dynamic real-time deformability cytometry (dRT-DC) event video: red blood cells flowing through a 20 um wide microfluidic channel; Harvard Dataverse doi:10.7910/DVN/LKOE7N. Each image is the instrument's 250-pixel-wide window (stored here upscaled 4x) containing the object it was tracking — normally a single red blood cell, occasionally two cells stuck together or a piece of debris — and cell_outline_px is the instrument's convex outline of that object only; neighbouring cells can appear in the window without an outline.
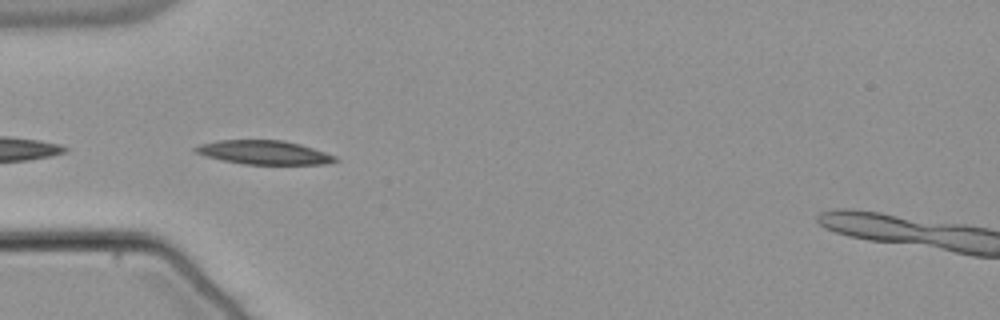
{"species": "common noctule bat (a hibernating species)", "species_latin": "Nyctalus noctula", "temperature_condition": "warm", "stored_images_in_passage": 24, "camera_frame_rate_fps": 3000, "um_per_image_px": 0.085, "animal": {"sex": "male", "body_mass_g": 21.5, "forearm_length_mm": 52.0}, "frame": {"image": 1, "passage_image": 1, "time_ms": 0.0, "image_size_px": [1000, 320], "cell_outline_px": [[340, 160], [324, 164], [244, 164], [220, 160], [204, 156], [196, 152], [192, 148], [200, 144], [220, 140], [284, 140], [300, 144], [336, 156]], "centroid_in_image_um": [22.42, 12.96], "position_along_channel_um": 62.6, "area_um2": 19.42}}